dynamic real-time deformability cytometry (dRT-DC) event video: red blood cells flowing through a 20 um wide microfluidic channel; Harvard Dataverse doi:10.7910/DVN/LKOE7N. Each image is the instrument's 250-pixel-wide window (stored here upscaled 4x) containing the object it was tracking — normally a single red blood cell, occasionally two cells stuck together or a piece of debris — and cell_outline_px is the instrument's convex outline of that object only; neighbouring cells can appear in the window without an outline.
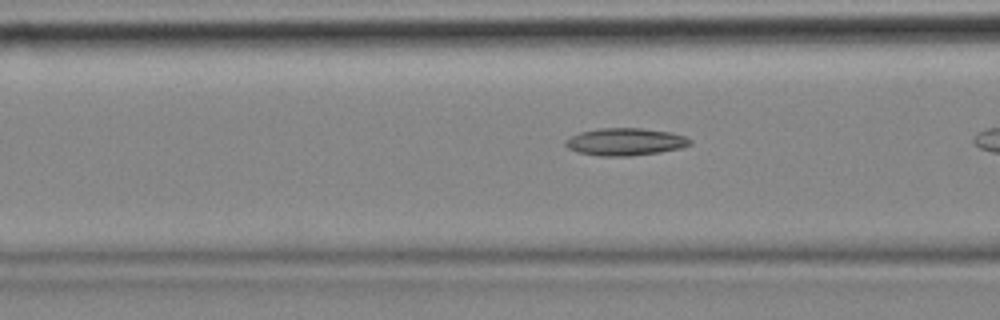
{"species": "common noctule bat (a hibernating species)", "species_latin": "Nyctalus noctula", "temperature_condition": "cold", "stored_images_in_passage": 8, "camera_frame_rate_fps": 3000, "um_per_image_px": 0.085, "animal": {"sex": "female", "body_mass_g": 18.4}, "frame": {"image": 1, "passage_image": 7, "time_ms": 2.0, "image_size_px": [1000, 320], "cell_outline_px": [[692, 144], [680, 148], [660, 152], [632, 156], [600, 156], [580, 152], [568, 148], [564, 144], [564, 140], [580, 132], [596, 128], [640, 128], [672, 132], [684, 136], [692, 140]], "centroid_in_image_um": [53.16, 12.05], "position_along_channel_um": 113.4, "area_um2": 19.94}}